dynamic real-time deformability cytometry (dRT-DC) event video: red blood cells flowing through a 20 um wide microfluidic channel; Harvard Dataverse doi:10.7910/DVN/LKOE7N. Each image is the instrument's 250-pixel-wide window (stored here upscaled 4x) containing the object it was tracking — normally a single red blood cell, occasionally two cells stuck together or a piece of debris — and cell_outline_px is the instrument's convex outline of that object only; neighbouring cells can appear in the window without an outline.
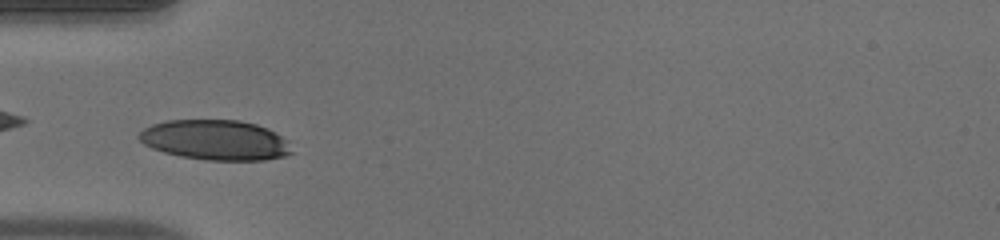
{"species": "human", "species_latin": "Homo sapiens", "temperature_condition": "warm", "stored_images_in_passage": 39, "camera_frame_rate_fps": 3000, "um_per_image_px": 0.085, "donor": {"sex": "male"}, "frame": {"image": 1, "passage_image": 6, "time_ms": 1.667, "image_size_px": [1000, 240], "cell_outline_px": [[292, 152], [284, 156], [264, 160], [208, 160], [180, 156], [164, 152], [152, 148], [144, 144], [136, 136], [144, 128], [152, 124], [168, 120], [240, 120], [256, 124], [268, 128], [288, 140]], "centroid_in_image_um": [18.3, 11.9], "position_along_channel_um": 66.7, "area_um2": 35.72}}
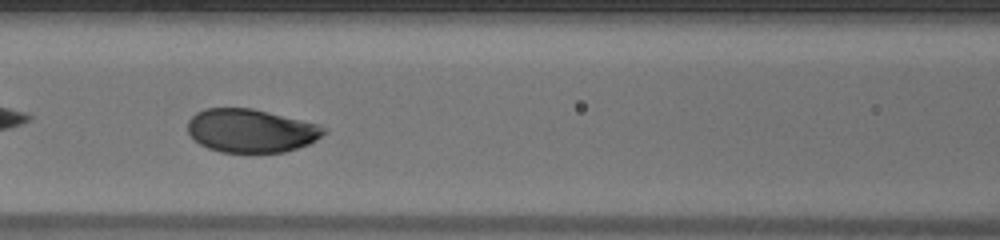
{"frame": {"image": 2, "passage_image": 12, "time_ms": 3.667, "image_size_px": [1000, 240], "cell_outline_px": [[328, 132], [316, 140], [308, 144], [284, 152], [220, 152], [208, 148], [200, 144], [188, 132], [188, 120], [196, 112], [204, 108], [252, 108], [316, 124], [328, 128]], "centroid_in_image_um": [21.33, 11.11], "position_along_channel_um": 145.3, "area_um2": 34.28}}
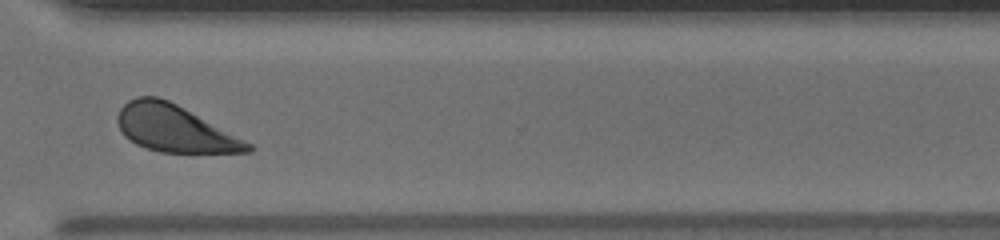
{"frame": {"image": 3, "passage_image": 28, "time_ms": 9.0, "image_size_px": [1000, 240], "cell_outline_px": [[256, 148], [252, 152], [160, 152], [136, 144], [124, 136], [116, 120], [116, 116], [120, 108], [128, 100], [136, 96], [156, 96], [168, 100], [184, 108], [252, 144]], "centroid_in_image_um": [14.81, 10.92], "position_along_channel_um": 355.8, "area_um2": 35.14}, "authors_computed_cell_mechanics": {"area_um2": 35.7204, "velocity_mm_per_s": 3.957, "shape_relaxation_time_tau1_ms": 3.2352, "shape_relaxation_time_tau2_ms": null, "deformation_change_tau1": 0.1758, "deformation_change_tau2": null}}